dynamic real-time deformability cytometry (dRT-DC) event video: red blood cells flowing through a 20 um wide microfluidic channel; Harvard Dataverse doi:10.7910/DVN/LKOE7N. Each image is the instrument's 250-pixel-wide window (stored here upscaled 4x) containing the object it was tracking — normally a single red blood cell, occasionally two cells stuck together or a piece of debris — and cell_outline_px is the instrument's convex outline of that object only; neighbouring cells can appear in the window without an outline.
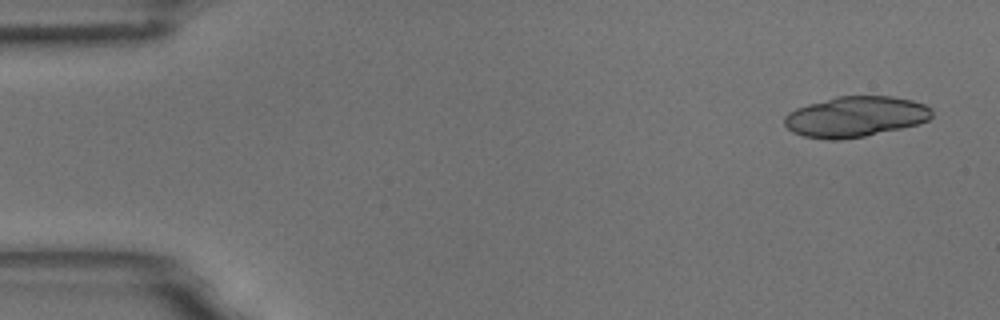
{"species": "common noctule bat (a hibernating species)", "species_latin": "Nyctalus noctula", "temperature_condition": "room temperature", "stored_images_in_passage": 6, "camera_frame_rate_fps": 3000, "um_per_image_px": 0.085, "animal": {"sex": "male", "body_mass_g": 18.8}, "frame": {"image": 1, "passage_image": 1, "time_ms": 0.0, "image_size_px": [1000, 320], "cell_outline_px": [[932, 116], [928, 120], [916, 124], [900, 128], [864, 136], [840, 140], [828, 140], [804, 136], [792, 132], [784, 124], [784, 116], [788, 112], [796, 108], [808, 104], [836, 96], [892, 96], [912, 100], [924, 104], [932, 108]], "centroid_in_image_um": [72.69, 9.91], "position_along_channel_um": 12.3, "area_um2": 34.85}}